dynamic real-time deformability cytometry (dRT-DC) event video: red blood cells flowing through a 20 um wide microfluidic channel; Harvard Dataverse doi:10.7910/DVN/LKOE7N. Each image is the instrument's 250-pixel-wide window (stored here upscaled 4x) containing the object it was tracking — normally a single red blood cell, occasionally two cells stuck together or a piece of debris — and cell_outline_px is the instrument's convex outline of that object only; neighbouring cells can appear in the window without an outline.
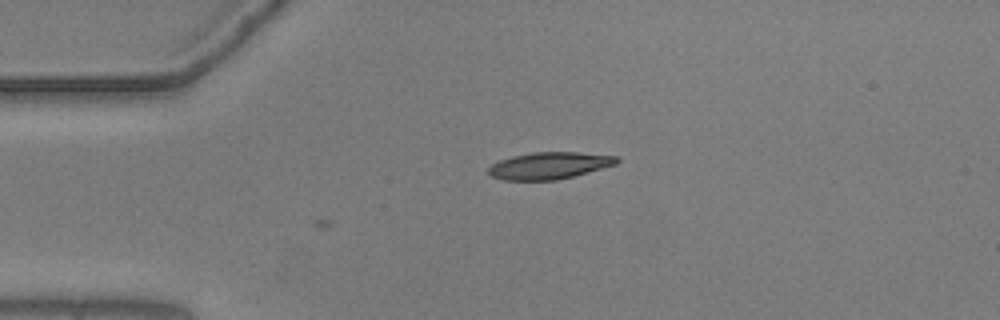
{"species": "common noctule bat (a hibernating species)", "species_latin": "Nyctalus noctula", "temperature_condition": "warm", "stored_images_in_passage": 5, "camera_frame_rate_fps": 3000, "um_per_image_px": 0.085, "animal": {"sex": "male", "body_mass_g": 20.5, "forearm_length_mm": 52.5}, "frame": {"image": 1, "passage_image": 1, "time_ms": 0.0, "image_size_px": [1000, 320], "cell_outline_px": [[620, 160], [616, 164], [572, 176], [556, 180], [504, 180], [492, 176], [488, 172], [488, 168], [492, 164], [500, 160], [512, 156], [532, 152], [576, 152], [616, 156]], "centroid_in_image_um": [46.66, 14.07], "position_along_channel_um": 38.3, "area_um2": 19.88}}